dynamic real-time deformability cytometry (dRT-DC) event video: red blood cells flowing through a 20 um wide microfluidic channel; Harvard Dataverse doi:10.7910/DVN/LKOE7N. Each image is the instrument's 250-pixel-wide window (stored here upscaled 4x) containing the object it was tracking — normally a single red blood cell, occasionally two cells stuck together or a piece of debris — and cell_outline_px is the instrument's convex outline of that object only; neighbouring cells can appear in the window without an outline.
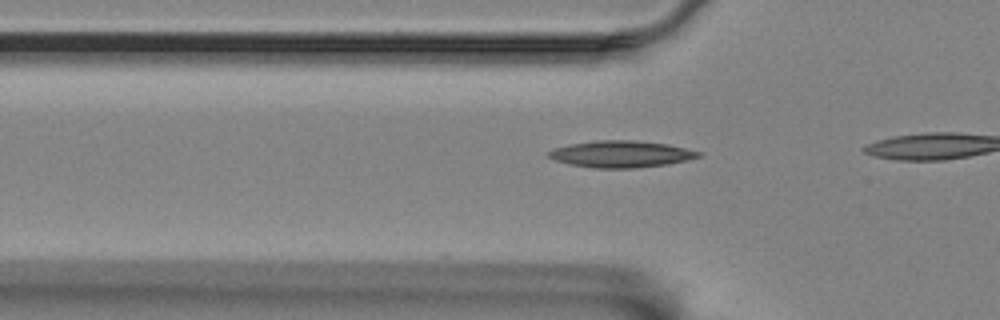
{"species": "Egyptian fruit bat (a non-hibernating species)", "species_latin": "Rousettus aegyptiacus", "temperature_condition": "room temperature", "stored_images_in_passage": 15, "camera_frame_rate_fps": 3000, "um_per_image_px": 0.085, "animal": {"sex": "female"}, "frame": {"image": 1, "passage_image": 12, "time_ms": 3.667, "image_size_px": [1000, 320], "cell_outline_px": [[704, 152], [700, 156], [688, 160], [668, 164], [632, 168], [596, 168], [568, 164], [556, 160], [548, 156], [548, 152], [556, 148], [568, 144], [596, 140], [636, 140], [668, 144]], "centroid_in_image_um": [52.83, 13.09], "position_along_channel_um": 73.0, "area_um2": 23.35}}